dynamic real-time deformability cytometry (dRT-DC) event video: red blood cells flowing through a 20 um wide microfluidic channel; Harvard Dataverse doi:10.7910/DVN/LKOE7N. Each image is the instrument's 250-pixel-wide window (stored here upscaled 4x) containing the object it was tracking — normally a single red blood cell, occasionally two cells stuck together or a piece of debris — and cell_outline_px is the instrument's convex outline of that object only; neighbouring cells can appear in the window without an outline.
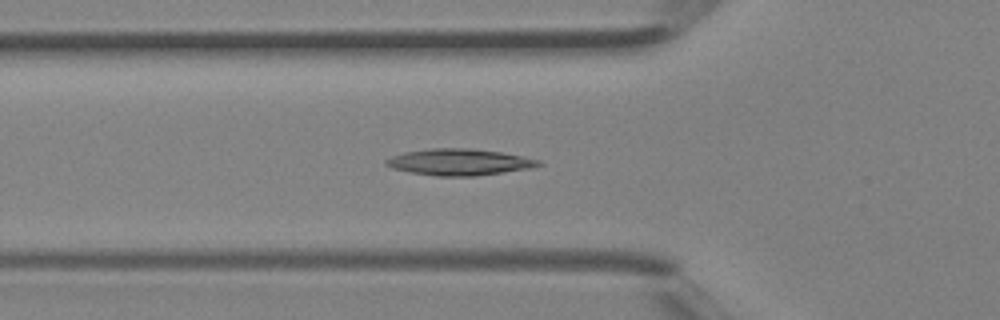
{"species": "Egyptian fruit bat (a non-hibernating species)", "species_latin": "Rousettus aegyptiacus", "temperature_condition": "room temperature", "stored_images_in_passage": 37, "camera_frame_rate_fps": 3000, "um_per_image_px": 0.085, "animal": {"sex": "female"}, "frame": {"image": 1, "passage_image": 13, "time_ms": 4.0, "image_size_px": [1000, 320], "cell_outline_px": [[544, 164], [532, 168], [476, 176], [436, 176], [412, 172], [392, 168], [384, 164], [384, 160], [392, 156], [404, 152], [432, 148], [468, 148], [500, 152], [540, 160]], "centroid_in_image_um": [39.04, 13.78], "position_along_channel_um": 86.8, "area_um2": 23.41}}
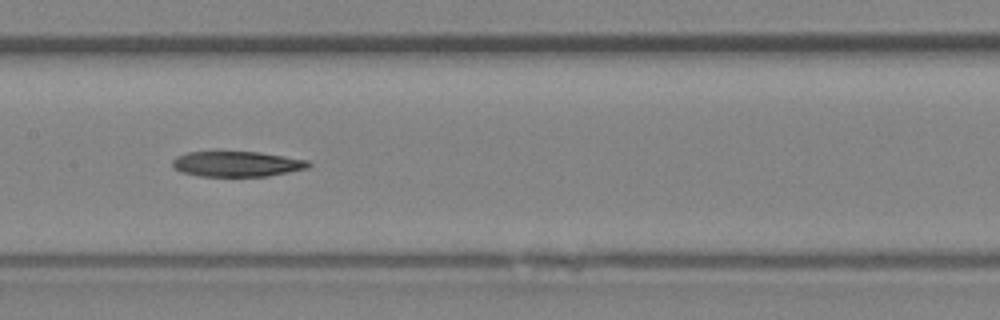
{"frame": {"image": 2, "passage_image": 19, "time_ms": 6.0, "image_size_px": [1000, 320], "cell_outline_px": [[312, 164], [308, 168], [268, 176], [200, 176], [180, 172], [172, 168], [172, 160], [176, 156], [188, 152], [260, 152], [308, 160]], "centroid_in_image_um": [20.11, 13.94], "position_along_channel_um": 187.3, "area_um2": 20.17}}
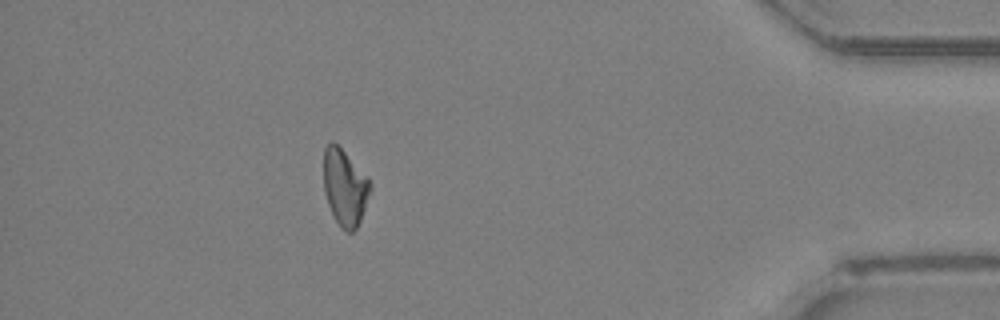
{"frame": {"image": 3, "passage_image": 35, "time_ms": 11.333, "image_size_px": [1000, 320], "cell_outline_px": [[372, 188], [360, 220], [356, 228], [352, 232], [348, 232], [340, 228], [328, 204], [324, 192], [324, 148], [332, 140], [368, 176], [372, 184]], "centroid_in_image_um": [29.32, 15.93], "position_along_channel_um": 405.9, "area_um2": 20.63}}